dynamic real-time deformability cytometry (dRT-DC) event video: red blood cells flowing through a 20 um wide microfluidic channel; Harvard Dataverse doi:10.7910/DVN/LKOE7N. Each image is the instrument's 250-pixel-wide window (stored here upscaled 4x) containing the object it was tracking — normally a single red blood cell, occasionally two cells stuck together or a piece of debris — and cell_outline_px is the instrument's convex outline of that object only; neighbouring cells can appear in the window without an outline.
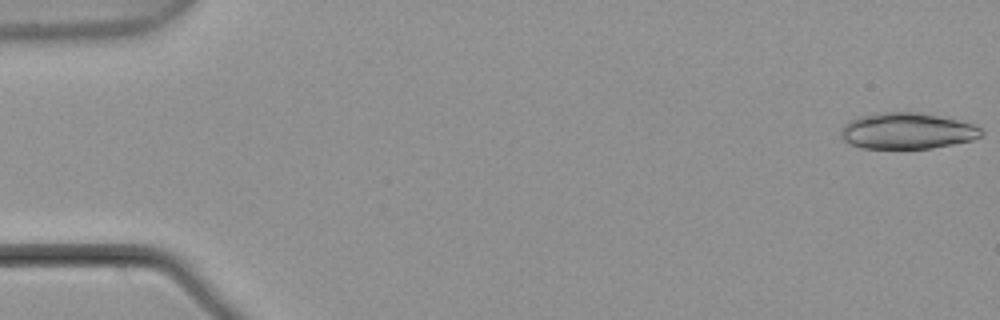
{"species": "common noctule bat (a hibernating species)", "species_latin": "Nyctalus noctula", "temperature_condition": "warm", "stored_images_in_passage": 6, "camera_frame_rate_fps": 3000, "um_per_image_px": 0.085, "animal": {"sex": "male", "body_mass_g": 21.5, "forearm_length_mm": 52.0}, "frame": {"image": 1, "passage_image": 1, "time_ms": 0.0, "image_size_px": [1000, 320], "cell_outline_px": [[984, 132], [980, 136], [972, 140], [932, 148], [860, 148], [844, 140], [840, 136], [840, 132], [844, 124], [856, 116], [880, 112], [916, 112], [976, 124]], "centroid_in_image_um": [77.07, 11.12], "position_along_channel_um": 7.9, "area_um2": 29.54}}